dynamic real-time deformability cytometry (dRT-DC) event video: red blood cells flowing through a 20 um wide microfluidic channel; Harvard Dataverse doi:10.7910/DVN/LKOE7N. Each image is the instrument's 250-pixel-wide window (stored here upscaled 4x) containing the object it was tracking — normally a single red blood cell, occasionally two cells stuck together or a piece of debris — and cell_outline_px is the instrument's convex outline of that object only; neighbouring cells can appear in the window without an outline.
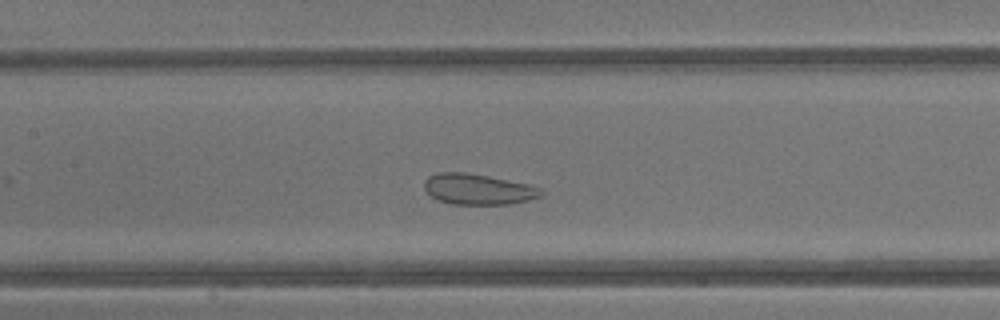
{"species": "common noctule bat (a hibernating species)", "species_latin": "Nyctalus noctula", "temperature_condition": "warm", "stored_images_in_passage": 18, "camera_frame_rate_fps": 3000, "um_per_image_px": 0.085, "animal": {"sex": "male", "body_mass_g": 13.3}, "frame": {"image": 1, "passage_image": 15, "time_ms": 4.667, "image_size_px": [1000, 320], "cell_outline_px": [[544, 192], [540, 196], [528, 200], [508, 204], [452, 204], [436, 200], [424, 188], [424, 180], [428, 176], [436, 172], [464, 172], [488, 176], [528, 184], [544, 188]], "centroid_in_image_um": [40.63, 16.08], "position_along_channel_um": 166.8, "area_um2": 20.98}}
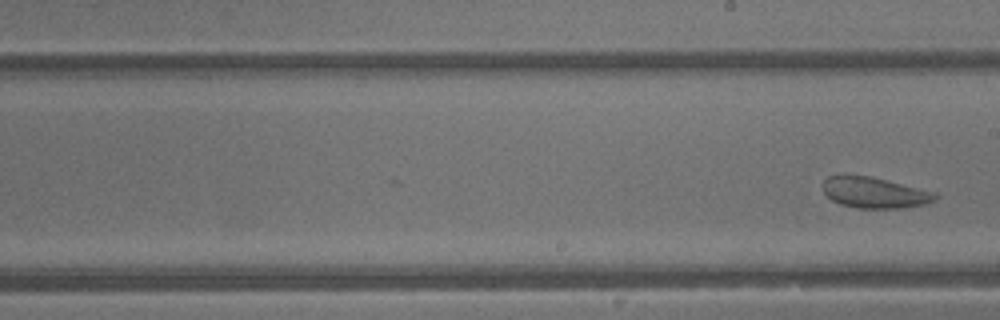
{"frame": {"image": 2, "passage_image": 18, "time_ms": 5.667, "image_size_px": [1000, 320], "cell_outline_px": [[936, 196], [932, 200], [924, 204], [904, 208], [860, 208], [840, 204], [832, 200], [824, 192], [824, 180], [828, 176], [848, 172], [868, 176], [936, 192]], "centroid_in_image_um": [74.26, 16.34], "position_along_channel_um": 214.7, "area_um2": 20.23}}